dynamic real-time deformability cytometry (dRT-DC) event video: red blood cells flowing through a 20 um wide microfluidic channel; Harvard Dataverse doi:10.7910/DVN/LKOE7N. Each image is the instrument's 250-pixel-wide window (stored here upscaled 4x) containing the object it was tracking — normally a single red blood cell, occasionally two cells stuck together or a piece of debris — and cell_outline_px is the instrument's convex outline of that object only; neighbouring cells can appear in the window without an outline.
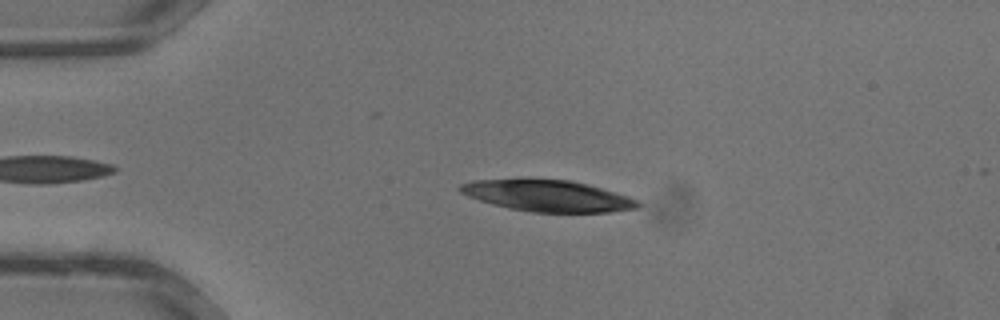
{"species": "common noctule bat (a hibernating species)", "species_latin": "Nyctalus noctula", "temperature_condition": "warm", "stored_images_in_passage": 3, "camera_frame_rate_fps": 3000, "um_per_image_px": 0.085, "animal": {"sex": "male", "body_mass_g": 13.3}, "frame": {"image": 1, "passage_image": 1, "time_ms": 0.0, "image_size_px": [1000, 320], "cell_outline_px": [[640, 204], [636, 208], [608, 212], [532, 212], [508, 208], [492, 204], [468, 196], [460, 192], [456, 188], [460, 184], [476, 180], [572, 180], [588, 184], [628, 196], [636, 200]], "centroid_in_image_um": [46.54, 16.65], "position_along_channel_um": 38.5, "area_um2": 31.96}}